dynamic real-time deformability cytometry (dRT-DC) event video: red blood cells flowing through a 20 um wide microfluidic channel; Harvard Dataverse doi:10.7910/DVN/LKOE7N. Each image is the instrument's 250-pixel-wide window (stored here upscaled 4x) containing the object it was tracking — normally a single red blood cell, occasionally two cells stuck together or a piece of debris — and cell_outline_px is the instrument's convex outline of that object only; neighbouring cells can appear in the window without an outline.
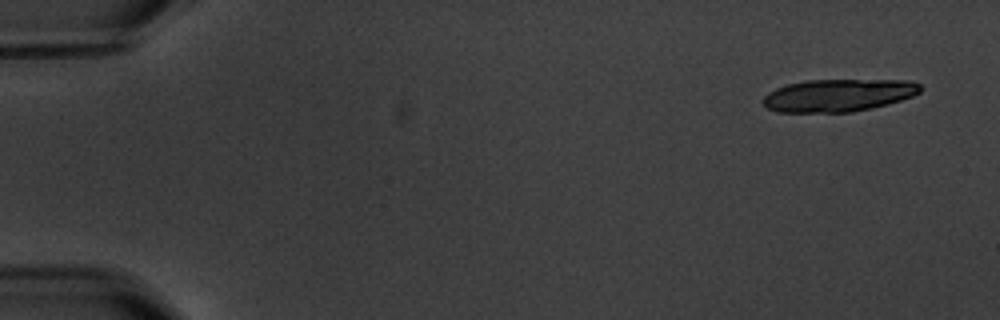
{"species": "common noctule bat (a hibernating species)", "species_latin": "Nyctalus noctula", "temperature_condition": "warm", "stored_images_in_passage": 7, "segment_of_instrument_passage": [2, 2], "camera_frame_rate_fps": 3000, "um_per_image_px": 0.085, "animal": {"sex": "male", "body_mass_g": 20.1, "forearm_length_mm": 53.5}, "frame": {"image": 1, "passage_image": 7, "time_ms": 7.0, "image_size_px": [1000, 320], "cell_outline_px": [[920, 92], [912, 96], [888, 104], [872, 108], [852, 112], [776, 112], [768, 108], [760, 100], [768, 92], [776, 88], [788, 84], [804, 80], [908, 80], [920, 84]], "centroid_in_image_um": [71.23, 8.1], "position_along_channel_um": 13.8, "area_um2": 29.88}}